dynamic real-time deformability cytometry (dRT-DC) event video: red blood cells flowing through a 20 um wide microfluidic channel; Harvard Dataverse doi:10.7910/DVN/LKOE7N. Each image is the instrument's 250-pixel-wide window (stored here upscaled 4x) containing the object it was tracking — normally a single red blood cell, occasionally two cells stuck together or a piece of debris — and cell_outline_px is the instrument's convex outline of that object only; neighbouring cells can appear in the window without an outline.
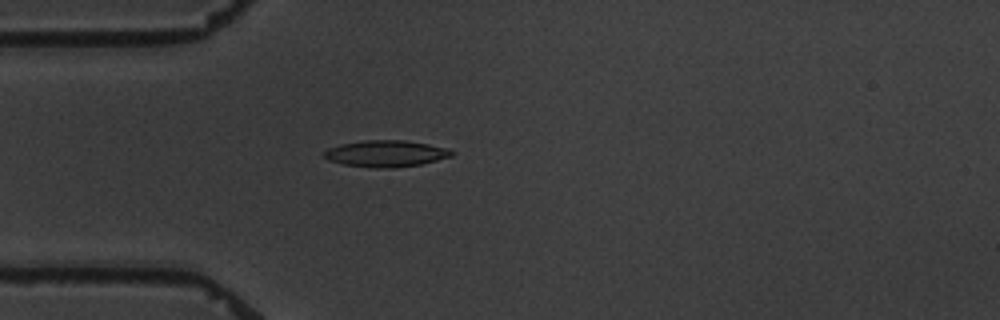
{"species": "common noctule bat (a hibernating species)", "species_latin": "Nyctalus noctula", "temperature_condition": "warm", "stored_images_in_passage": 4, "camera_frame_rate_fps": 3000, "um_per_image_px": 0.085, "animal": {"sex": "male", "body_mass_g": 19.5, "forearm_length_mm": 54.6}, "frame": {"image": 1, "passage_image": 4, "time_ms": 4.333, "image_size_px": [1000, 320], "cell_outline_px": [[456, 152], [452, 156], [420, 164], [392, 168], [372, 168], [344, 164], [328, 160], [324, 156], [324, 152], [328, 148], [340, 144], [364, 140], [404, 140], [428, 144], [448, 148]], "centroid_in_image_um": [32.81, 13.05], "position_along_channel_um": 52.2, "area_um2": 19.71}}